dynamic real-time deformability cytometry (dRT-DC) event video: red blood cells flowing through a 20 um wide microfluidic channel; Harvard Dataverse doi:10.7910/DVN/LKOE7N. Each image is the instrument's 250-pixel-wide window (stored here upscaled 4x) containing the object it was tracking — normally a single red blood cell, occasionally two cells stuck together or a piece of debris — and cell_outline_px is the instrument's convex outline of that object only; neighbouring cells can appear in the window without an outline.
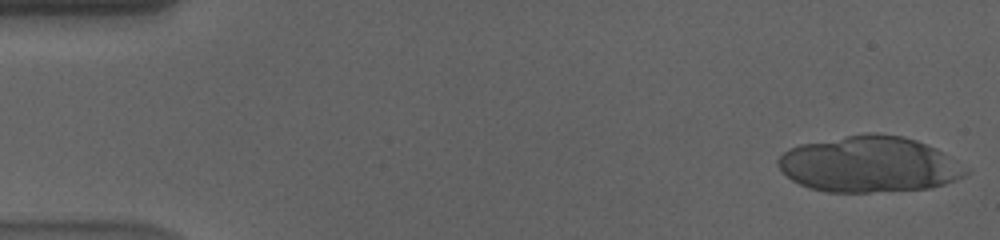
{"species": "human", "species_latin": "Homo sapiens", "temperature_condition": "cold", "stored_images_in_passage": 17, "camera_frame_rate_fps": 3000, "um_per_image_px": 0.085, "donor": {"sex": "male"}, "frame": {"image": 1, "passage_image": 1, "time_ms": 0.0, "image_size_px": [1000, 240], "cell_outline_px": [[972, 168], [964, 176], [956, 180], [944, 184], [928, 188], [868, 192], [828, 192], [812, 188], [800, 184], [792, 180], [776, 164], [776, 160], [788, 148], [800, 144], [868, 132], [876, 132], [904, 136], [916, 140], [936, 148]], "centroid_in_image_um": [73.92, 13.95], "position_along_channel_um": 11.1, "area_um2": 61.44}}